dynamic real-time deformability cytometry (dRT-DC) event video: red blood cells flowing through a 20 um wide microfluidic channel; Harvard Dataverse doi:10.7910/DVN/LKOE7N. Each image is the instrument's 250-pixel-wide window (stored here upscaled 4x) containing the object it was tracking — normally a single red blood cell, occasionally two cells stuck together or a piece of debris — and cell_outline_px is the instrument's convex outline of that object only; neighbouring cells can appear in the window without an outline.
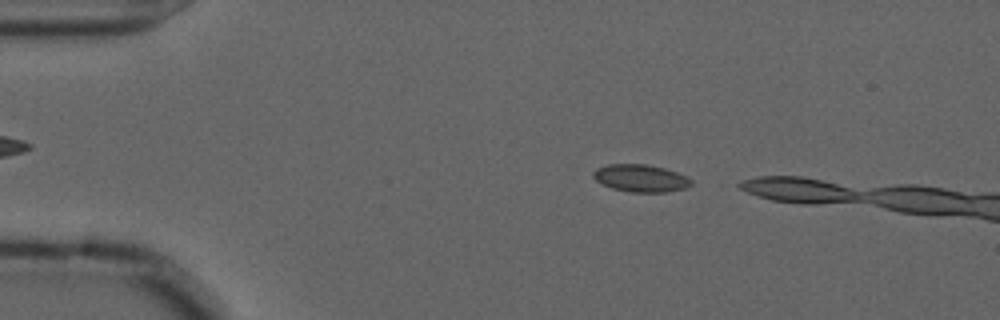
{"species": "common noctule bat (a hibernating species)", "species_latin": "Nyctalus noctula", "temperature_condition": "cold", "stored_images_in_passage": 7, "camera_frame_rate_fps": 3000, "um_per_image_px": 0.085, "animal": {"sex": "male", "forearm_length_mm": 52.5}, "frame": {"image": 1, "passage_image": 3, "time_ms": 0.667, "image_size_px": [1000, 320], "cell_outline_px": [[692, 184], [684, 188], [664, 192], [632, 192], [612, 188], [596, 180], [592, 176], [592, 172], [596, 168], [608, 164], [648, 164], [664, 168], [676, 172], [692, 180]], "centroid_in_image_um": [54.43, 15.13], "position_along_channel_um": 30.6, "area_um2": 15.49}}